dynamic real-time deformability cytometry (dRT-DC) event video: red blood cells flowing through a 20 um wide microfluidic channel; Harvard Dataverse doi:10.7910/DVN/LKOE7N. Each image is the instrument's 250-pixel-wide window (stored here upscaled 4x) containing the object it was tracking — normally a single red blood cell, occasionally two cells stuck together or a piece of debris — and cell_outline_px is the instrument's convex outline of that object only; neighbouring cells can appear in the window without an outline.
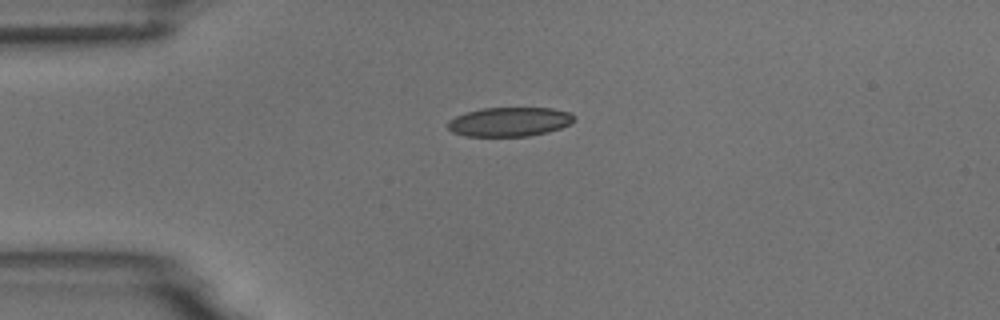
{"species": "common noctule bat (a hibernating species)", "species_latin": "Nyctalus noctula", "temperature_condition": "room temperature", "stored_images_in_passage": 4, "camera_frame_rate_fps": 3000, "um_per_image_px": 0.085, "animal": {"sex": "male", "body_mass_g": 18.8}, "frame": {"image": 1, "passage_image": 1, "time_ms": 0.0, "image_size_px": [1000, 320], "cell_outline_px": [[576, 120], [560, 128], [548, 132], [528, 136], [464, 136], [452, 132], [448, 128], [448, 120], [464, 112], [480, 108], [552, 108], [568, 112], [576, 116]], "centroid_in_image_um": [43.29, 10.35], "position_along_channel_um": 41.7, "area_um2": 21.62}}